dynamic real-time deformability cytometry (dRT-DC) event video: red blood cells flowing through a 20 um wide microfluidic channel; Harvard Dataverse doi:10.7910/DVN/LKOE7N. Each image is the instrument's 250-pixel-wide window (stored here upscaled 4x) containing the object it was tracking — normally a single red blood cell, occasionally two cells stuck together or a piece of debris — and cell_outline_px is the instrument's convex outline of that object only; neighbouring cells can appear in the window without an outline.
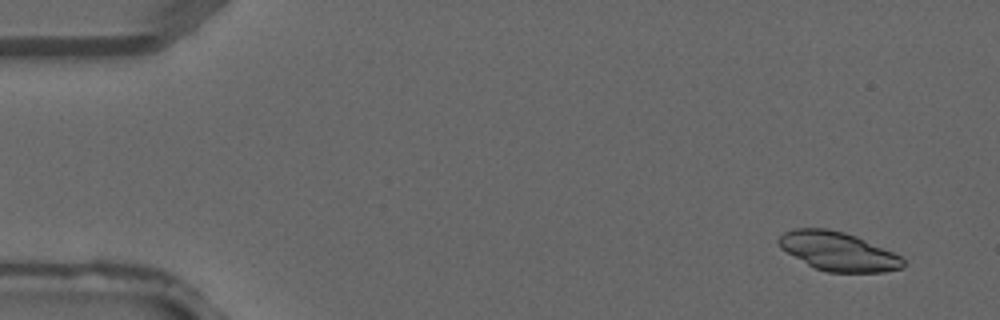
{"species": "common noctule bat (a hibernating species)", "species_latin": "Nyctalus noctula", "temperature_condition": "warm", "stored_images_in_passage": 4, "camera_frame_rate_fps": 3000, "um_per_image_px": 0.085, "animal": {"sex": "male", "forearm_length_mm": 52.5}, "frame": {"image": 1, "passage_image": 1, "time_ms": 0.0, "image_size_px": [1000, 320], "cell_outline_px": [[904, 268], [884, 272], [828, 272], [816, 268], [808, 264], [780, 248], [776, 240], [784, 232], [796, 228], [828, 228], [844, 232], [856, 236], [892, 252], [900, 256], [904, 260]], "centroid_in_image_um": [71.23, 21.36], "position_along_channel_um": 13.8, "area_um2": 27.92}}
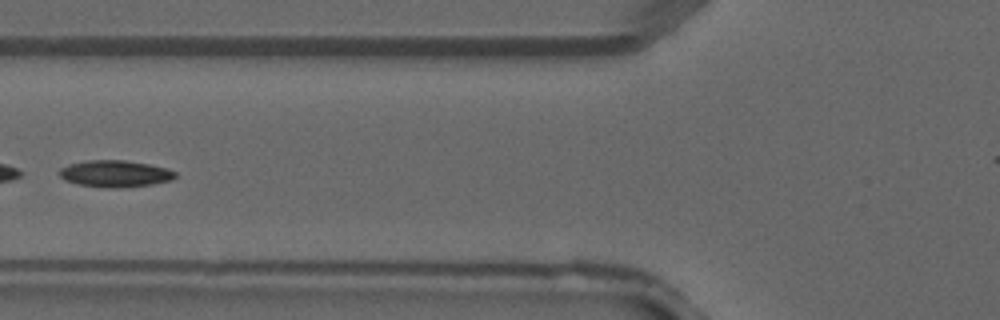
{"frame": {"image": 2, "passage_image": 4, "time_ms": 1.0, "image_size_px": [1000, 320], "cell_outline_px": [[176, 176], [172, 180], [152, 184], [116, 188], [104, 188], [80, 184], [64, 180], [56, 172], [60, 168], [68, 164], [88, 160], [124, 160], [148, 164], [168, 168], [176, 172]], "centroid_in_image_um": [9.76, 14.76], "position_along_channel_um": 116.0, "area_um2": 18.15}}